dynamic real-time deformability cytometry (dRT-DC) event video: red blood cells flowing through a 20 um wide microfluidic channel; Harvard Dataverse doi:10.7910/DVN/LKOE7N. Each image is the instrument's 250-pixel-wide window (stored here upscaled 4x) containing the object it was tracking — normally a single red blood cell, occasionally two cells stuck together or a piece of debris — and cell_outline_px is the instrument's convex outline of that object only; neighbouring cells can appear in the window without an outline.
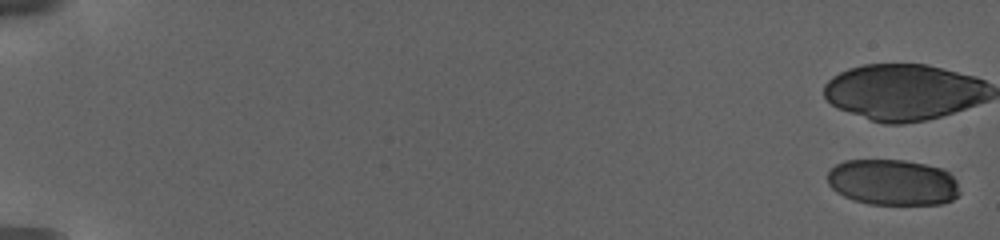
{"species": "human", "species_latin": "Homo sapiens", "temperature_condition": "warm", "stored_images_in_passage": 28, "camera_frame_rate_fps": 3000, "um_per_image_px": 0.085, "donor": {"sex": "female"}, "frame": {"image": 1, "passage_image": 1, "time_ms": 0.0, "image_size_px": [1000, 240], "cell_outline_px": [[960, 192], [952, 200], [940, 204], [868, 204], [852, 200], [836, 192], [828, 184], [828, 172], [836, 164], [844, 160], [904, 160], [924, 164], [940, 168], [948, 172], [956, 180]], "centroid_in_image_um": [75.86, 15.5], "position_along_channel_um": 9.1, "area_um2": 35.43}}